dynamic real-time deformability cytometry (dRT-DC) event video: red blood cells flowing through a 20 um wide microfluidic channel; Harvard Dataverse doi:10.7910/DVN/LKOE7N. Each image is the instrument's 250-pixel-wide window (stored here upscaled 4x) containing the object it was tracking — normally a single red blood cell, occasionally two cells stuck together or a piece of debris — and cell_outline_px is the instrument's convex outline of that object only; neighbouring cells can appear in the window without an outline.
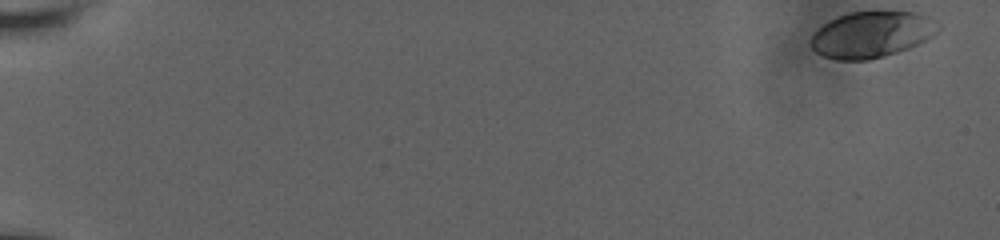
{"species": "human", "species_latin": "Homo sapiens", "temperature_condition": "room temperature", "stored_images_in_passage": 57, "camera_frame_rate_fps": 3000, "um_per_image_px": 0.085, "donor": {"sex": "male"}, "frame": {"image": 1, "passage_image": 1, "time_ms": 0.0, "image_size_px": [1000, 240], "cell_outline_px": [[940, 28], [932, 36], [908, 48], [884, 56], [868, 60], [836, 60], [824, 56], [816, 52], [812, 48], [812, 36], [824, 24], [840, 16], [852, 12], [916, 12], [928, 16], [940, 24]], "centroid_in_image_um": [74.12, 2.94], "position_along_channel_um": 10.9, "area_um2": 33.7}}
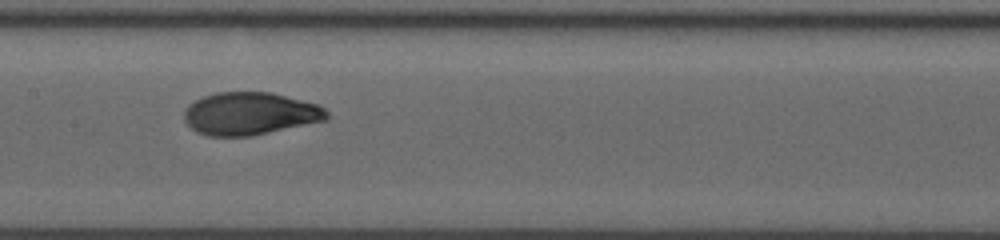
{"frame": {"image": 2, "passage_image": 31, "time_ms": 10.0, "image_size_px": [1000, 240], "cell_outline_px": [[328, 120], [252, 136], [208, 136], [196, 132], [184, 120], [184, 112], [188, 104], [204, 96], [216, 92], [272, 92], [320, 104], [328, 112]], "centroid_in_image_um": [21.28, 9.66], "position_along_channel_um": 186.1, "area_um2": 35.78}}
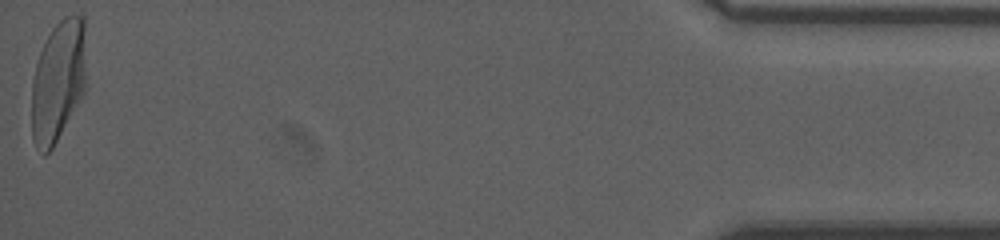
{"frame": {"image": 3, "passage_image": 57, "time_ms": 18.667, "image_size_px": [1000, 240], "cell_outline_px": [[84, 92], [52, 148], [44, 156], [36, 148], [32, 140], [32, 80], [36, 64], [40, 52], [52, 28], [64, 16], [72, 12], [84, 16]], "centroid_in_image_um": [4.91, 6.87], "position_along_channel_um": 430.3, "area_um2": 38.32}, "authors_computed_cell_mechanics": {"area_um2": 34.9112, "velocity_mm_per_s": 3.7864, "shape_relaxation_time_tau1_ms": 3.9996, "shape_relaxation_time_tau2_ms": null, "deformation_change_tau1": 0.1828, "deformation_change_tau2": null}}